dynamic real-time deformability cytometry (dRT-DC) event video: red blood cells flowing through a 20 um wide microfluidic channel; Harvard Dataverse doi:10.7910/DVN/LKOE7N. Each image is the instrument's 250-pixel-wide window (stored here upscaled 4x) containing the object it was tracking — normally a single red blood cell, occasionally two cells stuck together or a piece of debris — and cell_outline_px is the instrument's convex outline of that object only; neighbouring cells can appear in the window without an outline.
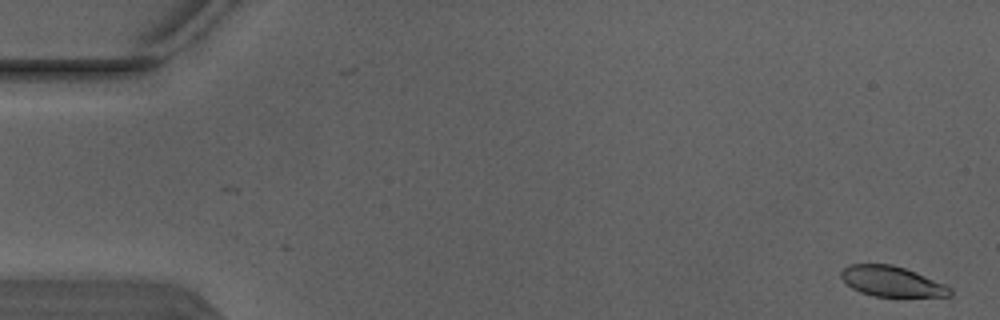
{"species": "Egyptian fruit bat (a non-hibernating species)", "species_latin": "Rousettus aegyptiacus", "temperature_condition": "warm", "stored_images_in_passage": 3, "segment_of_instrument_passage": [2, 2], "camera_frame_rate_fps": 3000, "um_per_image_px": 0.085, "animal": {"sex": "male"}, "frame": {"image": 1, "passage_image": 3, "time_ms": 0.667, "image_size_px": [1000, 320], "cell_outline_px": [[952, 296], [872, 296], [860, 292], [852, 288], [840, 276], [840, 272], [848, 264], [892, 264], [916, 272], [944, 284], [952, 288]], "centroid_in_image_um": [75.79, 23.91], "position_along_channel_um": 9.2, "area_um2": 19.13}}